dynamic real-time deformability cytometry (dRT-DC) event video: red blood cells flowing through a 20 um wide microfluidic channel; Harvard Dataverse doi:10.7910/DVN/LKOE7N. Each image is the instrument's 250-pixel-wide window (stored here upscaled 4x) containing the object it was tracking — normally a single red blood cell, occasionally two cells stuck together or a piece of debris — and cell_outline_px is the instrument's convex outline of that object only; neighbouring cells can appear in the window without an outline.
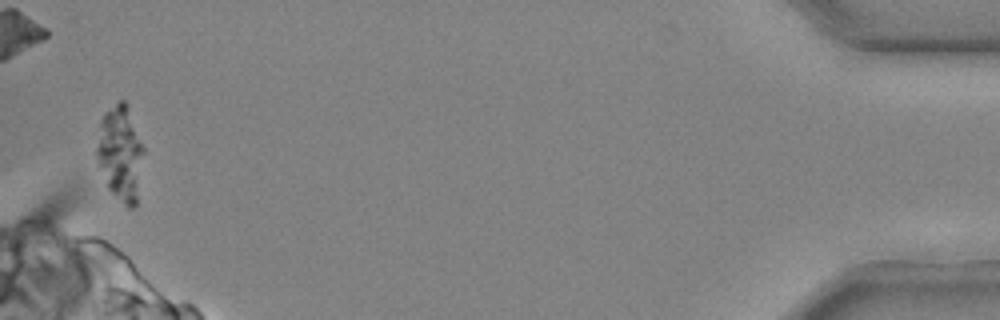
{"species": "common noctule bat (a hibernating species)", "species_latin": "Nyctalus noctula", "temperature_condition": "cold", "stored_images_in_passage": 26, "camera_frame_rate_fps": 3000, "um_per_image_px": 0.085, "animal": {"sex": "male", "body_mass_g": 20.4}, "frame": {"image": 1, "passage_image": 26, "time_ms": 8.333, "image_size_px": [1000, 320], "cell_outline_px": [[144, 152], [136, 208], [128, 208], [108, 188], [96, 156], [96, 148], [100, 120], [104, 112], [120, 100], [124, 100], [128, 104], [144, 148]], "centroid_in_image_um": [10.25, 13.01], "position_along_channel_um": 425.0, "area_um2": 26.07}}